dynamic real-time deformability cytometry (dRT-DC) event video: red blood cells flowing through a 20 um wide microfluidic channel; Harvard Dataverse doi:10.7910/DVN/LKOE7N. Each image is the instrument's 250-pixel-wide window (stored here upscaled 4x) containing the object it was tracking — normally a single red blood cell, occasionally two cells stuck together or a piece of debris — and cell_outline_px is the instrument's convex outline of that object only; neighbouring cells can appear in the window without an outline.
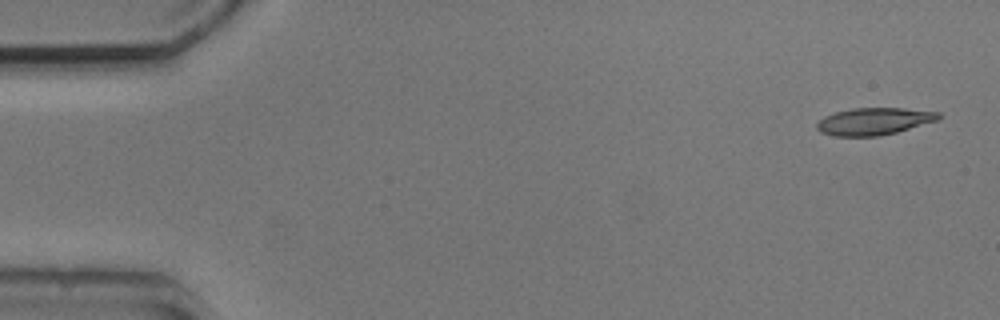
{"species": "common noctule bat (a hibernating species)", "species_latin": "Nyctalus noctula", "temperature_condition": "cold", "stored_images_in_passage": 2, "camera_frame_rate_fps": 3000, "um_per_image_px": 0.085, "animal": {"sex": "male", "body_mass_g": 20.5, "forearm_length_mm": 52.5}, "frame": {"image": 1, "passage_image": 1, "time_ms": 0.0, "image_size_px": [1000, 320], "cell_outline_px": [[944, 116], [940, 120], [896, 132], [880, 136], [832, 136], [820, 132], [816, 128], [816, 124], [824, 116], [836, 112], [852, 108], [904, 108], [940, 112]], "centroid_in_image_um": [74.33, 10.31], "position_along_channel_um": 10.7, "area_um2": 19.48}}